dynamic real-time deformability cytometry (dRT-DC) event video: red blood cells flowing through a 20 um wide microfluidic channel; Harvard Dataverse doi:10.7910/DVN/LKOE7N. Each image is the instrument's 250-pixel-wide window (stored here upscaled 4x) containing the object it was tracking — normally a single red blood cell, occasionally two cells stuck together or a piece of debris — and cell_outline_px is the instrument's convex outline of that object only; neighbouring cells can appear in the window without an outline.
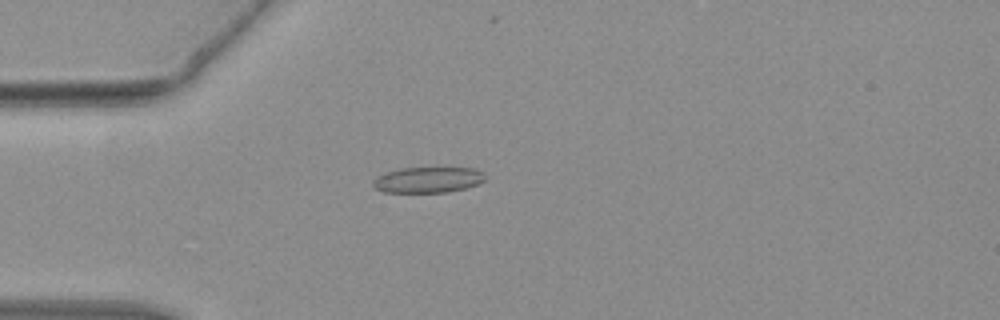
{"species": "common noctule bat (a hibernating species)", "species_latin": "Nyctalus noctula", "temperature_condition": "warm", "stored_images_in_passage": 43, "camera_frame_rate_fps": 3000, "um_per_image_px": 0.085, "animal": {"sex": "female", "body_mass_g": 19.3, "forearm_length_mm": 54.1}, "frame": {"image": 1, "passage_image": 10, "time_ms": 3.0, "image_size_px": [1000, 320], "cell_outline_px": [[484, 180], [480, 184], [448, 192], [384, 192], [376, 188], [372, 184], [372, 180], [376, 176], [384, 172], [400, 168], [476, 168], [484, 172]], "centroid_in_image_um": [36.36, 15.28], "position_along_channel_um": 48.6, "area_um2": 16.94}}
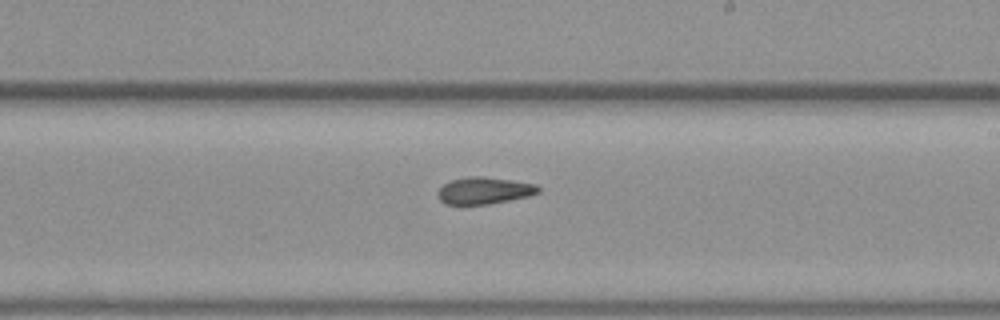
{"frame": {"image": 2, "passage_image": 24, "time_ms": 7.667, "image_size_px": [1000, 320], "cell_outline_px": [[540, 192], [528, 196], [488, 204], [444, 204], [440, 200], [436, 192], [444, 184], [452, 180], [468, 176], [484, 176], [512, 180], [536, 184], [540, 188]], "centroid_in_image_um": [41.15, 16.19], "position_along_channel_um": 247.9, "area_um2": 15.72}}
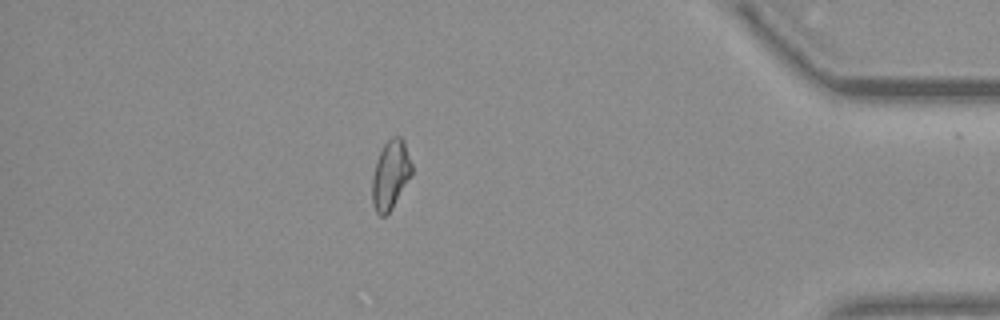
{"frame": {"image": 3, "passage_image": 37, "time_ms": 12.0, "image_size_px": [1000, 320], "cell_outline_px": [[412, 176], [392, 208], [384, 216], [380, 216], [376, 212], [372, 204], [372, 176], [376, 160], [384, 144], [392, 136], [400, 136], [404, 140], [412, 164]], "centroid_in_image_um": [33.2, 14.85], "position_along_channel_um": 402.0, "area_um2": 16.07}}